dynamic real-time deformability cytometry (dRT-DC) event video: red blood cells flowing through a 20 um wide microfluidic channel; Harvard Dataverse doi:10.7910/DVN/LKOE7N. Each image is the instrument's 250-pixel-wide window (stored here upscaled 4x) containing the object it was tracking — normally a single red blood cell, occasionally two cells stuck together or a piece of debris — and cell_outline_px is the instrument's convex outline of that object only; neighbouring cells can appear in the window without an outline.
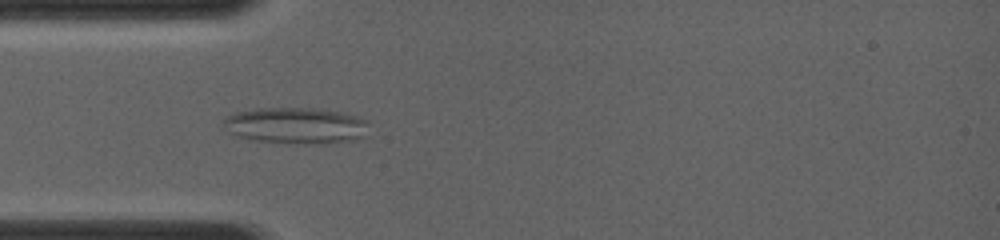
{"species": "common noctule bat (a hibernating species)", "species_latin": "Nyctalus noctula", "temperature_condition": "room temperature", "stored_images_in_passage": 47, "camera_frame_rate_fps": 4000, "um_per_image_px": 0.085, "animal": {"sex": "female", "body_mass_g": 19.0, "forearm_length_mm": 56.7}, "frame": {"image": 1, "passage_image": 13, "time_ms": 3.75, "image_size_px": [1000, 240], "cell_outline_px": [[368, 120], [356, 136], [336, 140], [264, 140], [240, 136], [232, 132], [224, 124], [224, 120], [228, 116], [236, 112], [256, 108], [312, 108], [340, 112]], "centroid_in_image_um": [24.99, 10.56], "position_along_channel_um": 60.0, "area_um2": 27.63}}
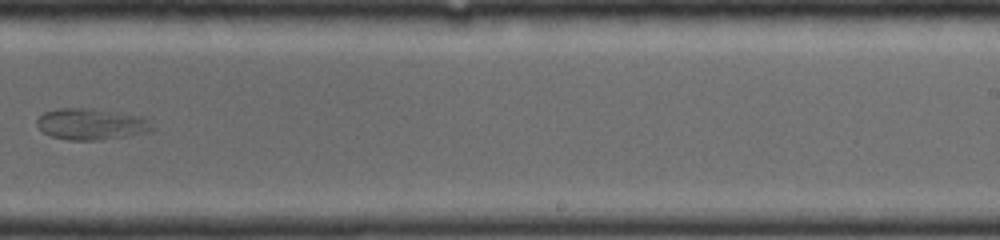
{"frame": {"image": 2, "passage_image": 26, "time_ms": 8.75, "image_size_px": [1000, 240], "cell_outline_px": [[152, 128], [92, 140], [72, 140], [52, 136], [44, 132], [36, 124], [36, 120], [44, 112], [56, 108], [92, 108], [140, 116], [148, 120]], "centroid_in_image_um": [7.57, 10.5], "position_along_channel_um": 281.4, "area_um2": 19.83}}
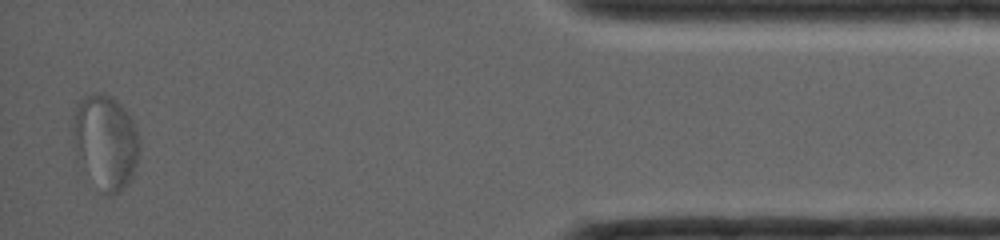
{"frame": {"image": 3, "passage_image": 46, "time_ms": 13.25, "image_size_px": [1000, 240], "cell_outline_px": [[136, 160], [132, 172], [128, 180], [120, 188], [112, 192], [108, 192], [80, 144], [76, 128], [76, 116], [80, 104], [92, 92], [100, 92], [112, 100], [128, 116], [132, 124], [136, 136]], "centroid_in_image_um": [9.1, 11.86], "position_along_channel_um": 426.1, "area_um2": 29.94}}